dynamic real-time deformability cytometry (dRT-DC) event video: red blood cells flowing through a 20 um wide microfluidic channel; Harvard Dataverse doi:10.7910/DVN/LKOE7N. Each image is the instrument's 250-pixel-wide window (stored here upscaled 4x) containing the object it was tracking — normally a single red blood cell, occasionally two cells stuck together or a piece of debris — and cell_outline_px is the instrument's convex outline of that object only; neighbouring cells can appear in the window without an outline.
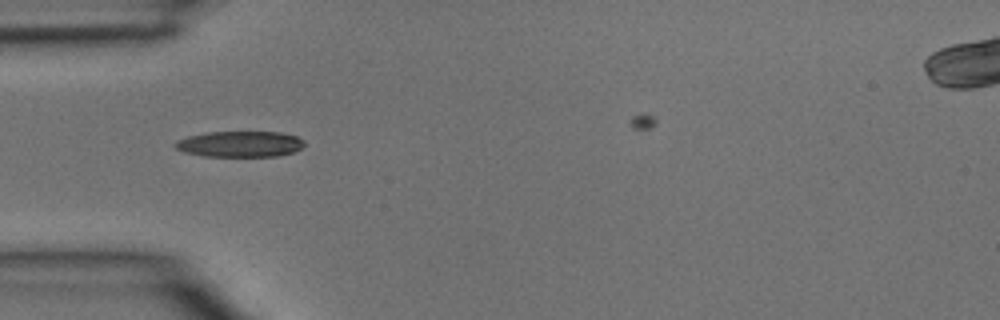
{"species": "common noctule bat (a hibernating species)", "species_latin": "Nyctalus noctula", "temperature_condition": "room temperature", "stored_images_in_passage": 2, "camera_frame_rate_fps": 3000, "um_per_image_px": 0.085, "animal": {"sex": "male", "body_mass_g": 15.6}, "frame": {"image": 1, "passage_image": 1, "time_ms": 0.0, "image_size_px": [1000, 320], "cell_outline_px": [[304, 144], [300, 148], [292, 152], [276, 156], [204, 156], [184, 152], [176, 148], [172, 144], [176, 140], [188, 136], [208, 132], [280, 132], [296, 136], [304, 140]], "centroid_in_image_um": [20.36, 12.24], "position_along_channel_um": 64.6, "area_um2": 19.42}}